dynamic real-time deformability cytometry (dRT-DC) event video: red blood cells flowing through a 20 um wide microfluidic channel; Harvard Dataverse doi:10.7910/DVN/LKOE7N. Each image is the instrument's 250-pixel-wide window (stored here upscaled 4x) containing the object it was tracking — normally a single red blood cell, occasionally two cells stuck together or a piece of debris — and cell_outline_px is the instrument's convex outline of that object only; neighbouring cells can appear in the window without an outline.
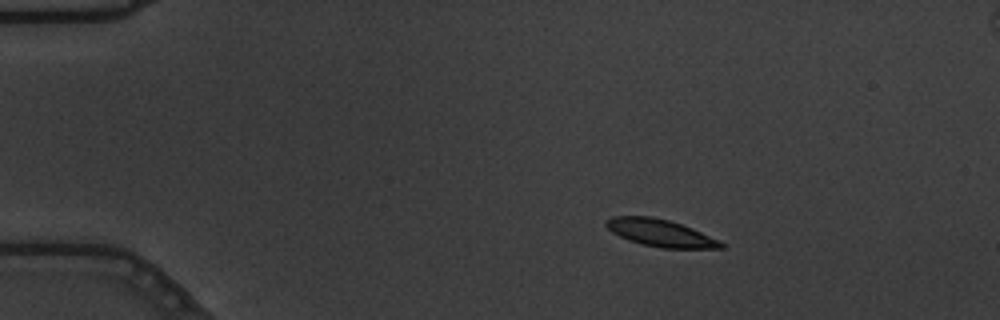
{"species": "common noctule bat (a hibernating species)", "species_latin": "Nyctalus noctula", "temperature_condition": "warm", "stored_images_in_passage": 57, "camera_frame_rate_fps": 3000, "um_per_image_px": 0.085, "animal": {"sex": "male", "body_mass_g": 19.5, "forearm_length_mm": 54.6}, "frame": {"image": 1, "passage_image": 11, "time_ms": 3.333, "image_size_px": [1000, 320], "cell_outline_px": [[724, 248], [660, 248], [628, 240], [612, 232], [604, 224], [604, 220], [612, 216], [652, 216], [668, 220], [692, 228], [720, 240], [724, 244]], "centroid_in_image_um": [56.11, 19.79], "position_along_channel_um": 28.9, "area_um2": 18.15}}
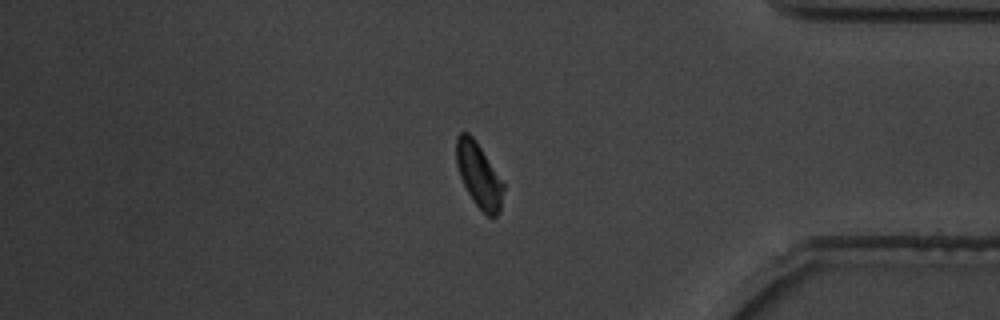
{"frame": {"image": 2, "passage_image": 49, "time_ms": 16.0, "image_size_px": [1000, 320], "cell_outline_px": [[504, 188], [500, 212], [496, 216], [488, 216], [472, 200], [460, 176], [456, 164], [456, 136], [460, 132], [468, 132], [472, 136], [504, 184]], "centroid_in_image_um": [40.69, 14.9], "position_along_channel_um": 394.5, "area_um2": 17.34}}
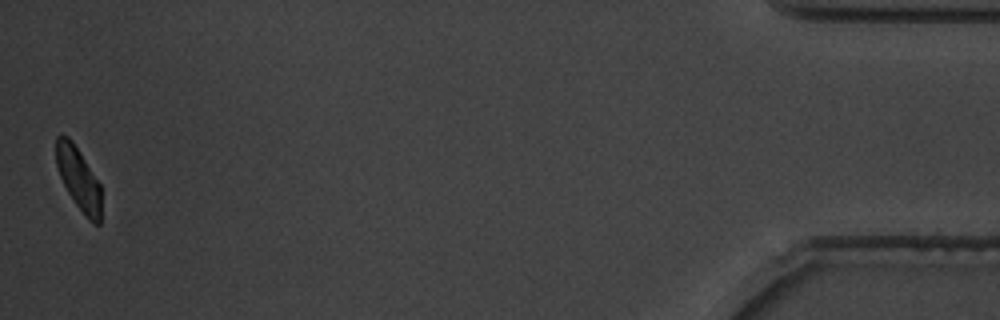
{"frame": {"image": 3, "passage_image": 57, "time_ms": 18.667, "image_size_px": [1000, 320], "cell_outline_px": [[100, 224], [92, 224], [88, 220], [76, 204], [68, 192], [60, 176], [56, 164], [56, 136], [68, 136], [72, 140], [80, 152], [100, 184]], "centroid_in_image_um": [6.67, 15.19], "position_along_channel_um": 428.5, "area_um2": 16.24}, "authors_computed_cell_mechanics": {"area_um2": 18.3226, "velocity_mm_per_s": 3.6269, "shape_relaxation_time_tau1_ms": 4.1839, "shape_relaxation_time_tau2_ms": 2.9423, "deformation_change_tau1": 0.1577, "deformation_change_tau2": 0.0874}}